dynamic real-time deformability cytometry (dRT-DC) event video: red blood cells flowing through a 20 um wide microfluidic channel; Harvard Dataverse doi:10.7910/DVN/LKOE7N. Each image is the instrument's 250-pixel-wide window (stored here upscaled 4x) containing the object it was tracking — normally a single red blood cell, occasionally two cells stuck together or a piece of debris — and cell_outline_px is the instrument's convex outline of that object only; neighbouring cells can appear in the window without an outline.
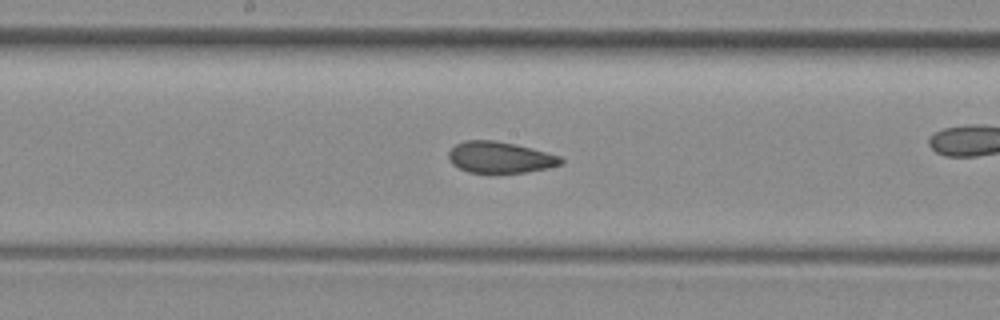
{"species": "common noctule bat (a hibernating species)", "species_latin": "Nyctalus noctula", "temperature_condition": "room temperature", "stored_images_in_passage": 37, "camera_frame_rate_fps": 3000, "um_per_image_px": 0.085, "animal": {"sex": "female", "body_mass_g": 29.2, "forearm_length_mm": 56.3}, "frame": {"image": 1, "passage_image": 16, "time_ms": 5.0, "image_size_px": [1000, 320], "cell_outline_px": [[564, 164], [548, 168], [528, 172], [468, 172], [452, 164], [448, 156], [448, 152], [456, 144], [464, 140], [496, 140], [532, 148], [560, 156], [564, 160]], "centroid_in_image_um": [42.52, 13.37], "position_along_channel_um": 205.7, "area_um2": 20.46}}
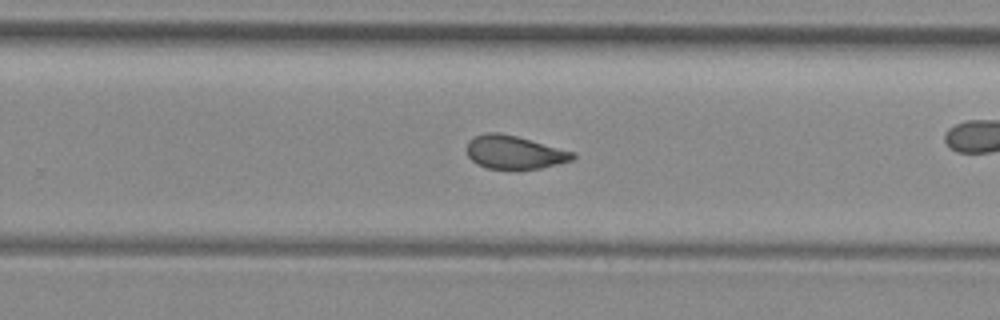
{"frame": {"image": 2, "passage_image": 22, "time_ms": 7.0, "image_size_px": [1000, 320], "cell_outline_px": [[576, 156], [572, 160], [540, 168], [516, 172], [488, 168], [476, 164], [468, 156], [468, 140], [476, 136], [488, 132], [500, 132], [516, 136], [572, 152]], "centroid_in_image_um": [43.68, 12.99], "position_along_channel_um": 286.1, "area_um2": 20.75}, "authors_computed_cell_mechanics": {"area_um2": 21.2704, "velocity_mm_per_s": 4.0387, "shape_relaxation_time_tau1_ms": null, "shape_relaxation_time_tau2_ms": 1.8047, "deformation_change_tau1": null, "deformation_change_tau2": 0.0855}}